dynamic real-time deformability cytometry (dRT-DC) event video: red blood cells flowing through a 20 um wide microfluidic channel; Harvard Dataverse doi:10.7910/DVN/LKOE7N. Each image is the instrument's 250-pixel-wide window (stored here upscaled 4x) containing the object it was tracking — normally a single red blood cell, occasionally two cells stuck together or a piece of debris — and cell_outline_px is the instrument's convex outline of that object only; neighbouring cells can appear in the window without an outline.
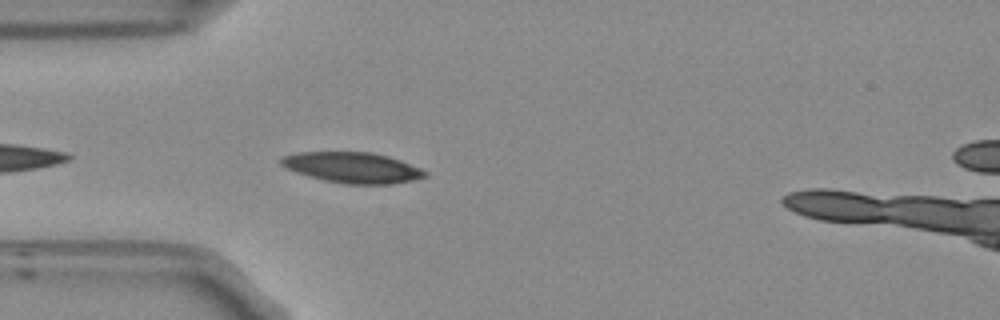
{"species": "Egyptian fruit bat (a non-hibernating species)", "species_latin": "Rousettus aegyptiacus", "temperature_condition": "room temperature", "stored_images_in_passage": 8, "camera_frame_rate_fps": 3000, "um_per_image_px": 0.085, "frame": {"image": 1, "passage_image": 4, "time_ms": 1.0, "image_size_px": [1000, 320], "cell_outline_px": [[428, 176], [412, 180], [392, 184], [344, 184], [324, 180], [296, 172], [280, 164], [280, 160], [284, 156], [300, 152], [372, 152], [388, 156], [400, 160], [420, 168], [428, 172]], "centroid_in_image_um": [30.0, 14.24], "position_along_channel_um": 55.0, "area_um2": 25.55}}